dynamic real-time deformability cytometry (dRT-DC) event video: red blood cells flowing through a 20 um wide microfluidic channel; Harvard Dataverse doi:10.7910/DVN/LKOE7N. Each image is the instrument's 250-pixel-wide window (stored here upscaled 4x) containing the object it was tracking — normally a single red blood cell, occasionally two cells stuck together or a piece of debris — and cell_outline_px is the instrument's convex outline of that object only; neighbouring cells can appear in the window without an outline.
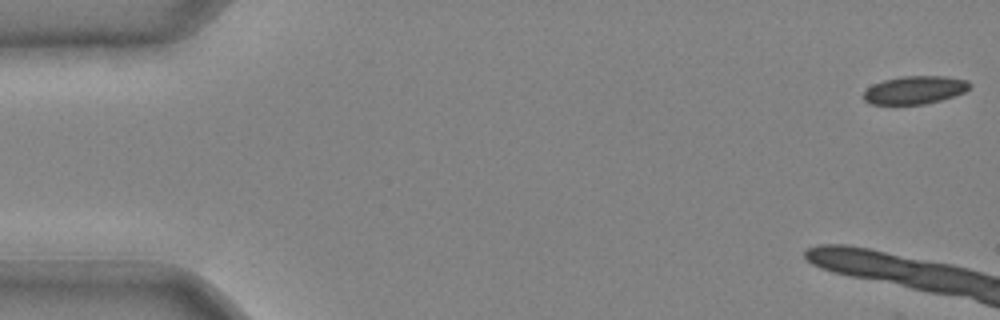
{"species": "common noctule bat (a hibernating species)", "species_latin": "Nyctalus noctula", "temperature_condition": "cold", "stored_images_in_passage": 6, "camera_frame_rate_fps": 3000, "um_per_image_px": 0.085, "animal": {"sex": "male", "body_mass_g": 20.4}, "frame": {"image": 1, "passage_image": 1, "time_ms": 0.0, "image_size_px": [1000, 320], "cell_outline_px": [[972, 84], [964, 92], [940, 100], [924, 104], [872, 104], [864, 100], [864, 92], [872, 84], [884, 80], [900, 76], [944, 76], [968, 80]], "centroid_in_image_um": [77.76, 7.64], "position_along_channel_um": 7.2, "area_um2": 17.22}}